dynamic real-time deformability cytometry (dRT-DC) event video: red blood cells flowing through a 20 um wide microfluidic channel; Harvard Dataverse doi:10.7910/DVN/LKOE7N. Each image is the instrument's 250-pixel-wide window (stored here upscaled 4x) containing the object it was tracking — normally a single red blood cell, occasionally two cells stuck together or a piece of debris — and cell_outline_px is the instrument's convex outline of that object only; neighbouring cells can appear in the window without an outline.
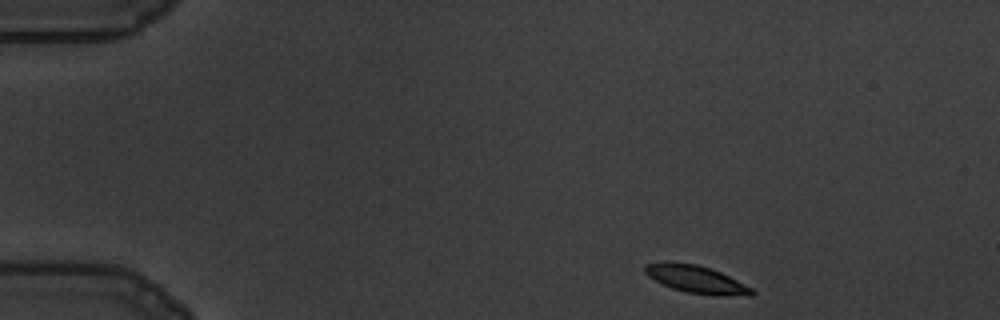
{"species": "common noctule bat (a hibernating species)", "species_latin": "Nyctalus noctula", "temperature_condition": "warm", "stored_images_in_passage": 51, "camera_frame_rate_fps": 3000, "um_per_image_px": 0.085, "animal": {"sex": "male", "body_mass_g": 19.5, "forearm_length_mm": 54.6}, "frame": {"image": 1, "passage_image": 1, "time_ms": 0.0, "image_size_px": [1000, 320], "cell_outline_px": [[756, 292], [752, 296], [720, 296], [688, 292], [672, 288], [648, 276], [644, 272], [644, 264], [668, 260], [696, 264], [712, 268], [752, 288]], "centroid_in_image_um": [59.17, 23.72], "position_along_channel_um": 25.8, "area_um2": 17.34}}
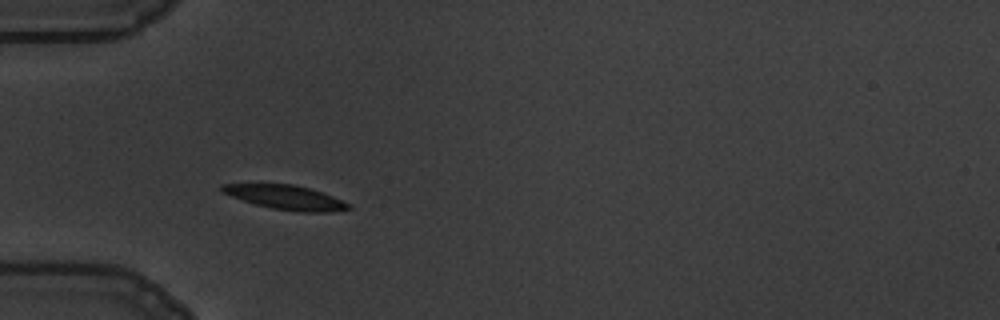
{"frame": {"image": 2, "passage_image": 11, "time_ms": 3.333, "image_size_px": [1000, 320], "cell_outline_px": [[352, 208], [328, 212], [300, 212], [272, 208], [256, 204], [220, 192], [220, 184], [292, 184], [308, 188], [332, 196], [352, 204]], "centroid_in_image_um": [24.29, 16.78], "position_along_channel_um": 60.7, "area_um2": 17.69}}
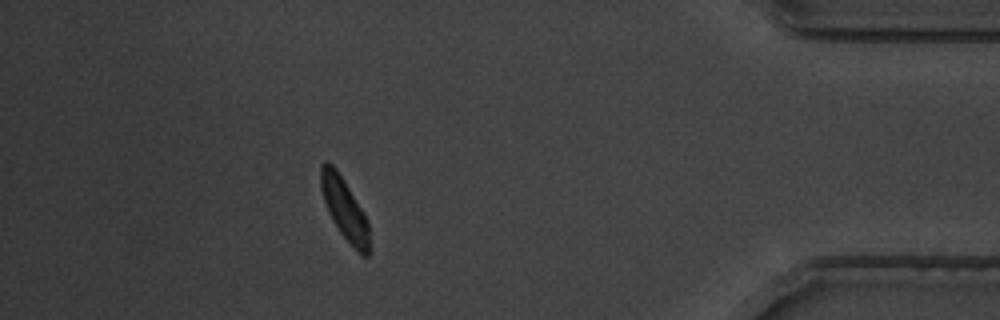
{"frame": {"image": 3, "passage_image": 45, "time_ms": 14.667, "image_size_px": [1000, 320], "cell_outline_px": [[368, 256], [364, 256], [340, 232], [332, 220], [328, 212], [320, 188], [320, 164], [324, 160], [328, 160], [336, 168], [344, 180], [368, 220]], "centroid_in_image_um": [29.23, 17.64], "position_along_channel_um": 406.0, "area_um2": 17.05}, "authors_computed_cell_mechanics": {"area_um2": 17.9758, "velocity_mm_per_s": 3.452, "shape_relaxation_time_tau1_ms": 1.9673, "shape_relaxation_time_tau2_ms": null, "deformation_change_tau1": 0.1361, "deformation_change_tau2": null}}